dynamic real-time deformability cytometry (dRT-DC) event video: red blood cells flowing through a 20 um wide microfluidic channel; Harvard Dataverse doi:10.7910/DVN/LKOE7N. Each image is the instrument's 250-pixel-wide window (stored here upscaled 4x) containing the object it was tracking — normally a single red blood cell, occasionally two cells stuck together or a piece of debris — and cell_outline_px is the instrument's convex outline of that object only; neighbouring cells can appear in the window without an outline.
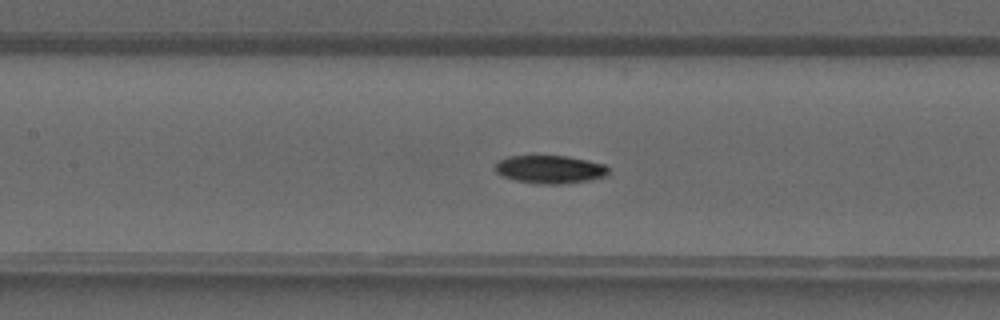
{"species": "common noctule bat (a hibernating species)", "species_latin": "Nyctalus noctula", "temperature_condition": "warm", "stored_images_in_passage": 40, "segment_of_instrument_passage": [1, 2], "camera_frame_rate_fps": 3000, "um_per_image_px": 0.085, "animal": {"sex": "male", "forearm_length_mm": 52.5}, "frame": {"image": 1, "passage_image": 17, "time_ms": 5.333, "image_size_px": [1000, 320], "cell_outline_px": [[608, 176], [588, 180], [560, 184], [536, 184], [516, 180], [504, 176], [496, 172], [496, 164], [500, 160], [508, 156], [568, 156], [588, 160], [604, 164], [608, 168]], "centroid_in_image_um": [46.78, 14.4], "position_along_channel_um": 160.6, "area_um2": 18.44}}
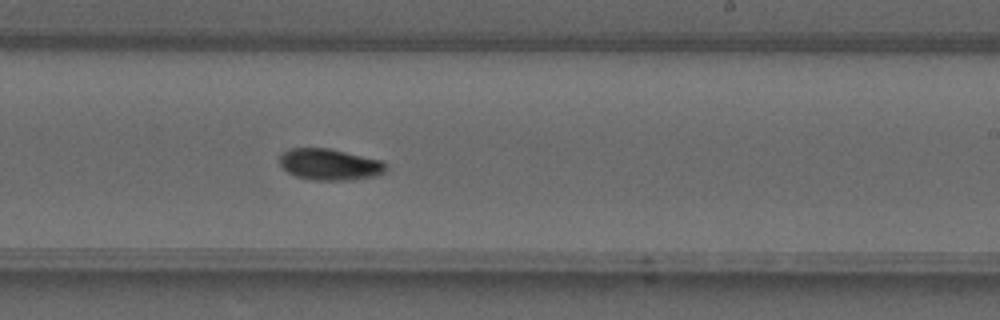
{"frame": {"image": 2, "passage_image": 23, "time_ms": 7.333, "image_size_px": [1000, 320], "cell_outline_px": [[388, 168], [384, 172], [376, 176], [352, 180], [312, 180], [296, 176], [288, 172], [280, 164], [280, 156], [284, 152], [292, 148], [328, 148], [384, 160]], "centroid_in_image_um": [28.08, 13.98], "position_along_channel_um": 260.9, "area_um2": 19.54}}
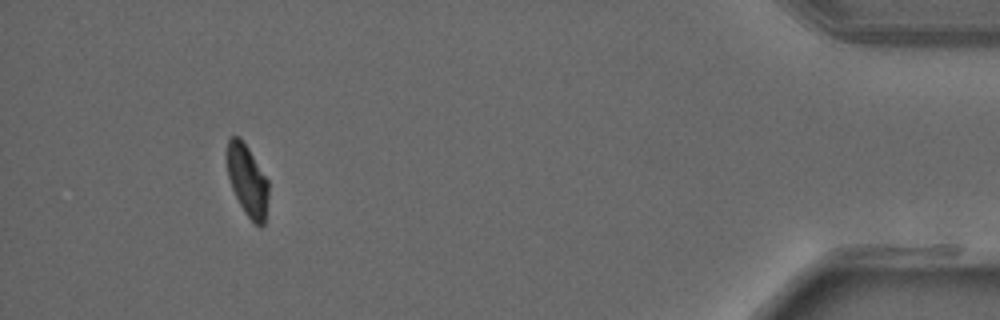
{"frame": {"image": 3, "passage_image": 36, "time_ms": 11.667, "image_size_px": [1000, 320], "cell_outline_px": [[268, 196], [264, 224], [260, 228], [244, 212], [232, 188], [228, 176], [228, 140], [232, 136], [240, 136], [248, 148], [268, 180]], "centroid_in_image_um": [21.04, 15.35], "position_along_channel_um": 414.2, "area_um2": 16.88}}